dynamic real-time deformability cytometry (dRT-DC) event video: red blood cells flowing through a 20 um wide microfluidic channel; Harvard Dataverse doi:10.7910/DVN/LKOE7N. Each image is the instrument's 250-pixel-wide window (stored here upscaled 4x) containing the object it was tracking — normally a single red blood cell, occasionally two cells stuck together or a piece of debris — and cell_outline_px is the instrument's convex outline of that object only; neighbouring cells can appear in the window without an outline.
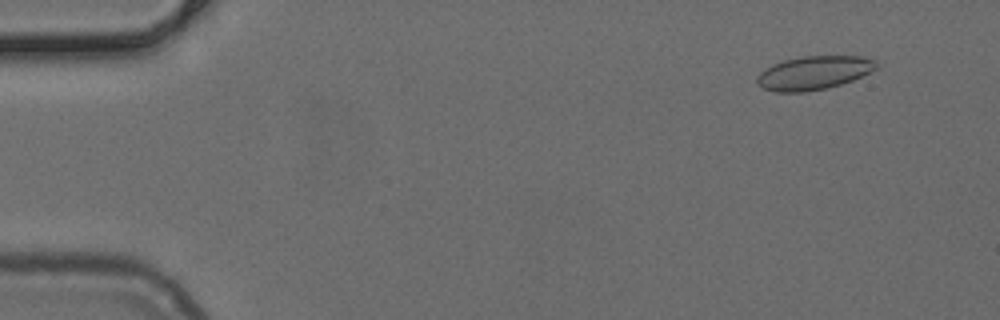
{"species": "common noctule bat (a hibernating species)", "species_latin": "Nyctalus noctula", "temperature_condition": "cold", "stored_images_in_passage": 17, "camera_frame_rate_fps": 3000, "um_per_image_px": 0.085, "animal": {"sex": "female", "body_mass_g": 24.6, "forearm_length_mm": 56.2}, "frame": {"image": 1, "passage_image": 5, "time_ms": 1.333, "image_size_px": [1000, 320], "cell_outline_px": [[880, 64], [876, 68], [852, 80], [840, 84], [824, 88], [804, 92], [776, 92], [764, 88], [756, 84], [756, 76], [764, 68], [772, 64], [784, 60], [804, 56], [860, 56], [876, 60]], "centroid_in_image_um": [69.13, 6.18], "position_along_channel_um": 15.9, "area_um2": 23.29}}
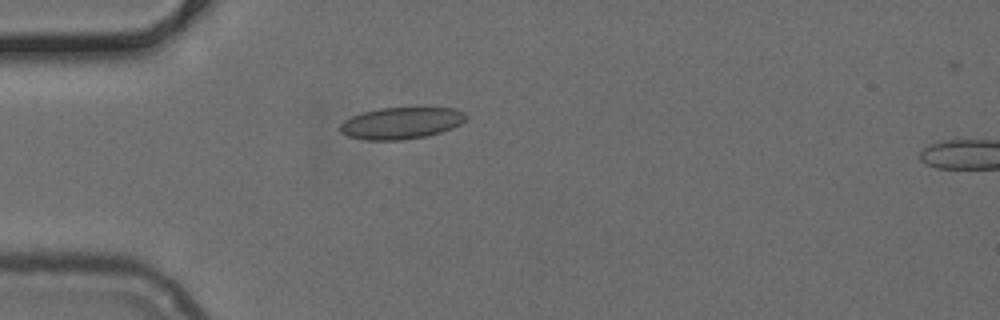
{"frame": {"image": 2, "passage_image": 15, "time_ms": 4.667, "image_size_px": [1000, 320], "cell_outline_px": [[468, 116], [460, 124], [452, 128], [440, 132], [424, 136], [400, 140], [364, 140], [348, 136], [340, 132], [340, 124], [344, 120], [352, 116], [364, 112], [380, 108], [456, 108], [464, 112]], "centroid_in_image_um": [34.09, 10.46], "position_along_channel_um": 50.9, "area_um2": 23.12}}